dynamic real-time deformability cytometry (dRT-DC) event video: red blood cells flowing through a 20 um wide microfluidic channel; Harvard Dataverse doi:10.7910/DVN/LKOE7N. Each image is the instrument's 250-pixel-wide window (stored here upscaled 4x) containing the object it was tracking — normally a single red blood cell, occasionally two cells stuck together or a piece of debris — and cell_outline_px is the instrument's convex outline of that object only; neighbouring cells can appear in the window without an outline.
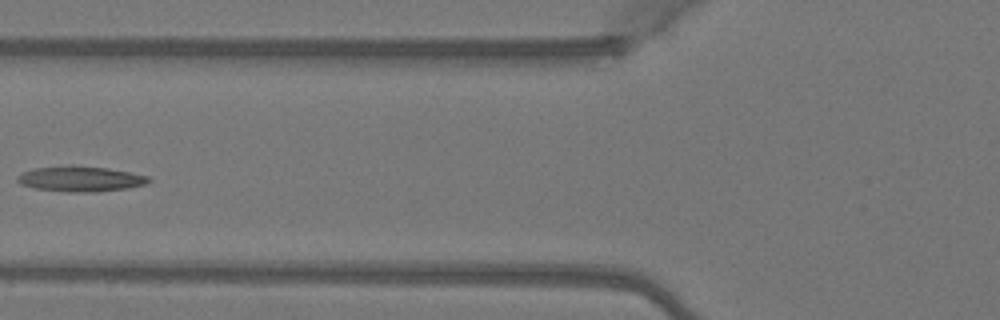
{"species": "Egyptian fruit bat (a non-hibernating species)", "species_latin": "Rousettus aegyptiacus", "temperature_condition": "warm", "stored_images_in_passage": 7, "camera_frame_rate_fps": 3000, "um_per_image_px": 0.085, "animal": {"sex": "female"}, "frame": {"image": 1, "passage_image": 7, "time_ms": 2.0, "image_size_px": [1000, 320], "cell_outline_px": [[152, 180], [144, 184], [128, 188], [96, 192], [68, 192], [36, 188], [20, 184], [16, 180], [16, 176], [20, 172], [32, 168], [68, 164], [72, 164], [108, 168], [148, 176]], "centroid_in_image_um": [6.77, 15.18], "position_along_channel_um": 119.0, "area_um2": 19.77}}